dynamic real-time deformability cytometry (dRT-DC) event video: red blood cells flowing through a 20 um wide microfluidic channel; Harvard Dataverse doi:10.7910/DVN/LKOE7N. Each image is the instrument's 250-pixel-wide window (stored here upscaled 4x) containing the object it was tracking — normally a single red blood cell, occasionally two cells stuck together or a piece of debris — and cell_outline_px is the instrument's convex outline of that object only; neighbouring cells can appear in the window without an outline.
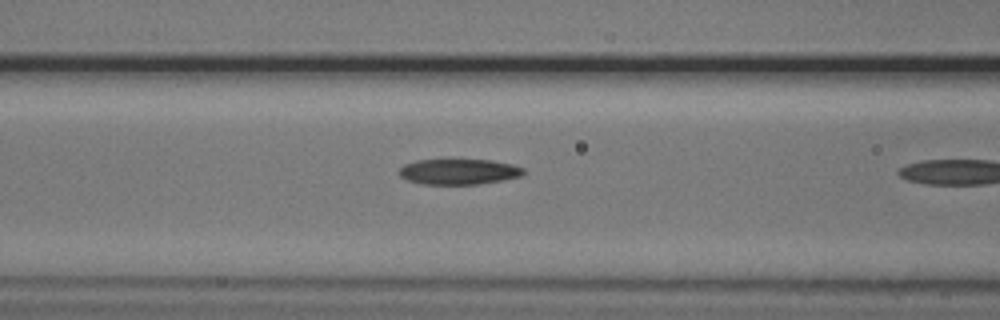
{"species": "common noctule bat (a hibernating species)", "species_latin": "Nyctalus noctula", "temperature_condition": "cold", "stored_images_in_passage": 19, "camera_frame_rate_fps": 3000, "um_per_image_px": 0.085, "animal": {"sex": "male", "body_mass_g": 20.5, "forearm_length_mm": 52.5}, "frame": {"image": 1, "passage_image": 18, "time_ms": 5.667, "image_size_px": [1000, 320], "cell_outline_px": [[524, 172], [520, 176], [504, 180], [480, 184], [424, 184], [408, 180], [400, 176], [396, 172], [404, 164], [416, 160], [452, 156], [492, 160], [512, 164], [524, 168]], "centroid_in_image_um": [38.96, 14.53], "position_along_channel_um": 127.6, "area_um2": 19.65}}